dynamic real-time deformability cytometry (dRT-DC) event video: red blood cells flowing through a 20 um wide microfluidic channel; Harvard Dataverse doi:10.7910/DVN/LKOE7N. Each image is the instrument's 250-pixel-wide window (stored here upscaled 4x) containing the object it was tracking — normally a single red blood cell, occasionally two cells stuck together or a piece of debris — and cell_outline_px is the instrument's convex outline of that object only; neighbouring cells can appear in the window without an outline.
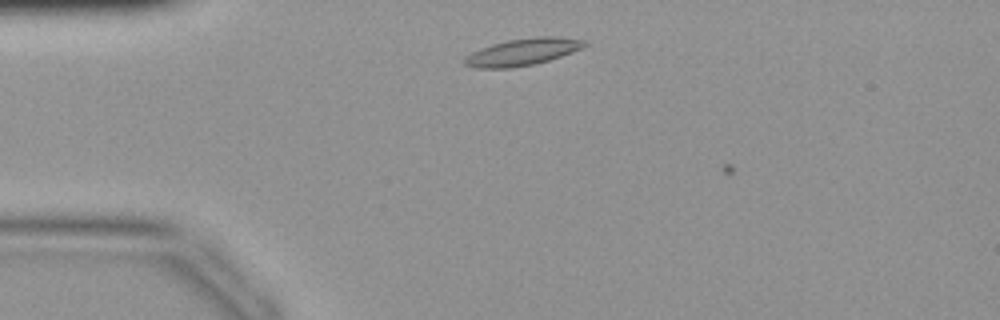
{"species": "common noctule bat (a hibernating species)", "species_latin": "Nyctalus noctula", "temperature_condition": "warm", "stored_images_in_passage": 4, "camera_frame_rate_fps": 3000, "um_per_image_px": 0.085, "animal": {"sex": "female", "body_mass_g": 19.9}, "frame": {"image": 1, "passage_image": 3, "time_ms": 0.667, "image_size_px": [1000, 320], "cell_outline_px": [[588, 44], [584, 48], [548, 60], [532, 64], [512, 68], [472, 68], [464, 64], [464, 56], [480, 48], [492, 44], [508, 40], [536, 36], [556, 36], [588, 40]], "centroid_in_image_um": [44.43, 4.4], "position_along_channel_um": 40.6, "area_um2": 19.02}}